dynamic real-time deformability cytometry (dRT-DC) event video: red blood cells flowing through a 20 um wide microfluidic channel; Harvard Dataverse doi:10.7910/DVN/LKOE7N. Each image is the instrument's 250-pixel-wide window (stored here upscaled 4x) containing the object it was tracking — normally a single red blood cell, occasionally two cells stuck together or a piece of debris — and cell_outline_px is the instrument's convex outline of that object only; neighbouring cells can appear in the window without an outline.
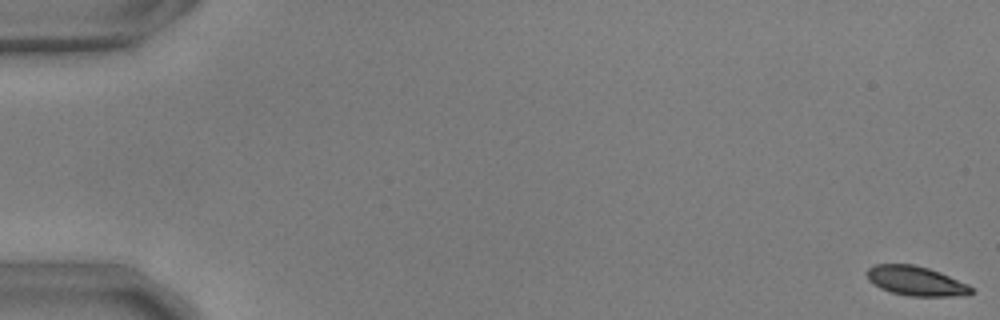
{"species": "common noctule bat (a hibernating species)", "species_latin": "Nyctalus noctula", "temperature_condition": "warm", "stored_images_in_passage": 56, "camera_frame_rate_fps": 3000, "um_per_image_px": 0.085, "animal": {"sex": "male", "body_mass_g": 17.9, "forearm_length_mm": 54.2}, "frame": {"image": 1, "passage_image": 1, "time_ms": 0.0, "image_size_px": [1000, 320], "cell_outline_px": [[972, 292], [968, 296], [908, 296], [892, 292], [880, 288], [872, 284], [868, 280], [868, 268], [876, 264], [916, 264], [940, 272], [968, 284], [972, 288]], "centroid_in_image_um": [77.87, 23.88], "position_along_channel_um": 7.1, "area_um2": 17.98}}
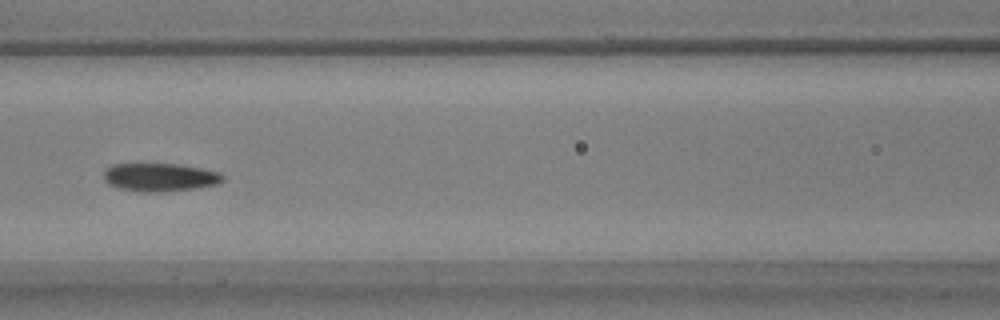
{"frame": {"image": 2, "passage_image": 26, "time_ms": 8.333, "image_size_px": [1000, 320], "cell_outline_px": [[224, 180], [216, 184], [196, 188], [164, 192], [144, 192], [120, 188], [108, 184], [104, 180], [104, 168], [112, 164], [176, 164], [200, 168], [220, 172], [224, 176]], "centroid_in_image_um": [13.57, 15.06], "position_along_channel_um": 153.0, "area_um2": 19.59}}
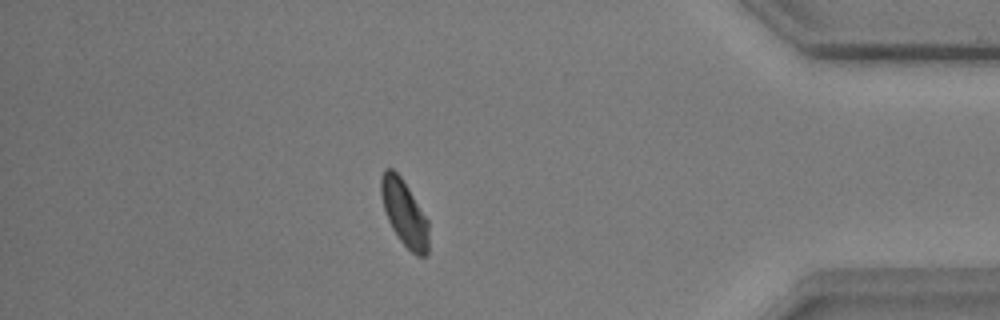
{"frame": {"image": 3, "passage_image": 49, "time_ms": 16.0, "image_size_px": [1000, 320], "cell_outline_px": [[428, 252], [424, 256], [416, 256], [400, 240], [392, 228], [388, 220], [380, 196], [380, 180], [384, 168], [392, 168], [400, 176], [408, 188], [428, 220]], "centroid_in_image_um": [34.35, 18.09], "position_along_channel_um": 400.9, "area_um2": 18.15}, "authors_computed_cell_mechanics": {"area_um2": 18.785, "velocity_mm_per_s": 3.6743, "shape_relaxation_time_tau1_ms": 4.2307, "shape_relaxation_time_tau2_ms": 2.2697, "deformation_change_tau1": 0.162, "deformation_change_tau2": 0.078}}